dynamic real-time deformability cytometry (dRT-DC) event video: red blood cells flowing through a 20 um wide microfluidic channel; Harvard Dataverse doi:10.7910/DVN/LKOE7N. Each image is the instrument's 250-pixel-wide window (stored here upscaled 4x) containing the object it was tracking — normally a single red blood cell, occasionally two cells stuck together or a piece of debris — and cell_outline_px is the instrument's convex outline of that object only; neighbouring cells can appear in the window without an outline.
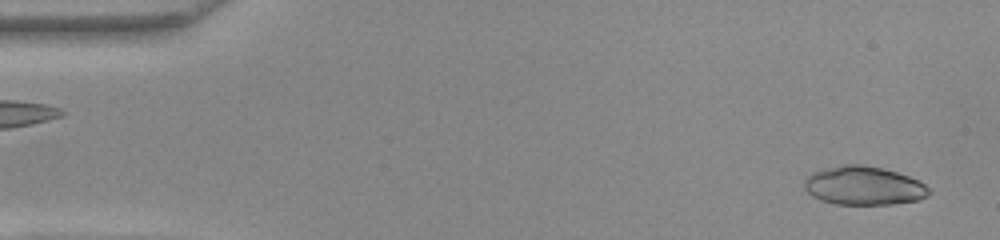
{"species": "common noctule bat (a hibernating species)", "species_latin": "Nyctalus noctula", "temperature_condition": "warm", "stored_images_in_passage": 51, "camera_frame_rate_fps": 3000, "um_per_image_px": 0.085, "animal": {"sex": "female", "body_mass_g": 22.0, "forearm_length_mm": 56.7}, "frame": {"image": 1, "passage_image": 2, "time_ms": 0.333, "image_size_px": [1000, 240], "cell_outline_px": [[932, 192], [928, 196], [916, 200], [892, 204], [836, 204], [820, 200], [812, 196], [804, 188], [804, 180], [812, 172], [840, 164], [864, 164], [896, 172], [908, 176], [924, 184]], "centroid_in_image_um": [73.39, 15.78], "position_along_channel_um": 11.6, "area_um2": 28.03}}
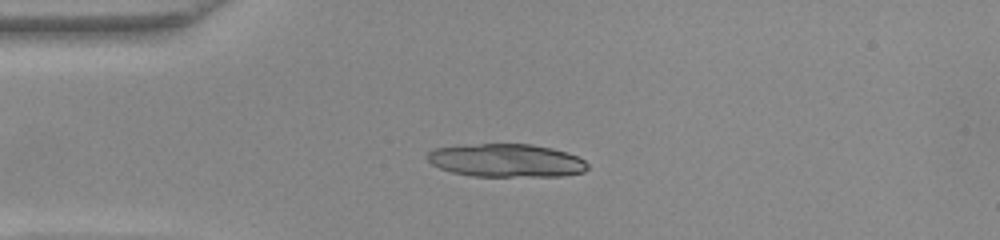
{"frame": {"image": 2, "passage_image": 12, "time_ms": 3.667, "image_size_px": [1000, 240], "cell_outline_px": [[588, 168], [584, 172], [560, 176], [472, 176], [452, 172], [440, 168], [432, 164], [428, 160], [428, 152], [436, 148], [480, 144], [532, 144], [552, 148], [576, 156], [584, 160], [588, 164]], "centroid_in_image_um": [43.06, 13.65], "position_along_channel_um": 41.9, "area_um2": 30.69}}
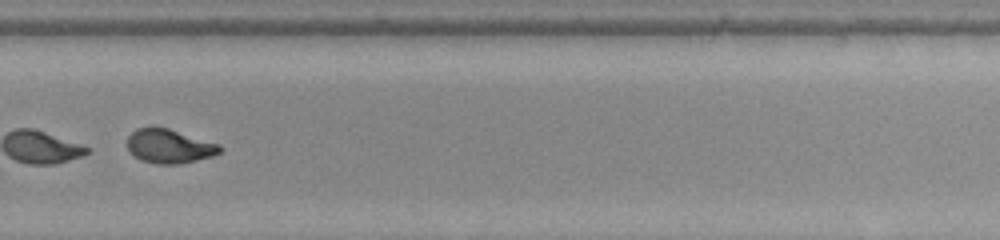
{"frame": {"image": 3, "passage_image": 35, "time_ms": 11.333, "image_size_px": [1000, 240], "cell_outline_px": [[224, 148], [220, 152], [212, 156], [180, 164], [156, 164], [140, 160], [128, 148], [128, 136], [136, 128], [168, 128], [220, 144]], "centroid_in_image_um": [14.43, 12.44], "position_along_channel_um": 315.4, "area_um2": 18.21}, "authors_computed_cell_mechanics": {"area_um2": 28.611, "velocity_mm_per_s": 3.9211, "shape_relaxation_time_tau1_ms": 2.2262, "shape_relaxation_time_tau2_ms": 1.6492, "deformation_change_tau1": 0.3395, "deformation_change_tau2": 0.0694}}